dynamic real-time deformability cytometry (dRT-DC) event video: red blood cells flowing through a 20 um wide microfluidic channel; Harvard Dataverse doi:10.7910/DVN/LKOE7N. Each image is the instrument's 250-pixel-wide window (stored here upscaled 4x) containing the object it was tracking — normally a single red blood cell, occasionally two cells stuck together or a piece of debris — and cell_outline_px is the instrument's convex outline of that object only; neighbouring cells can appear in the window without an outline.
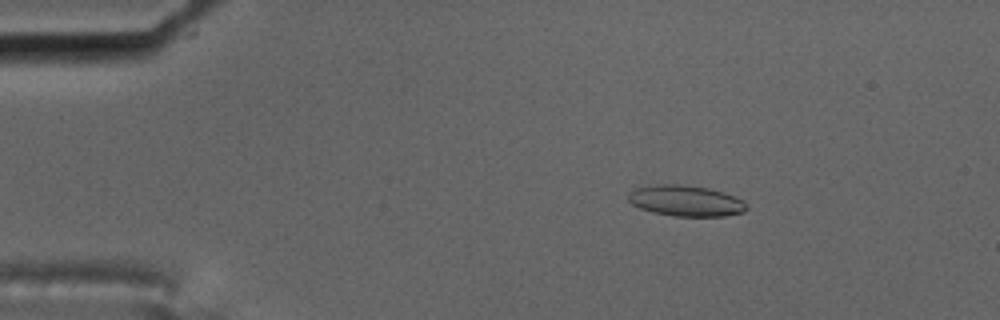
{"species": "common noctule bat (a hibernating species)", "species_latin": "Nyctalus noctula", "temperature_condition": "cold", "stored_images_in_passage": 55, "camera_frame_rate_fps": 3000, "um_per_image_px": 0.085, "animal": {"sex": "male", "body_mass_g": 17.5, "forearm_length_mm": 52.3}, "frame": {"image": 1, "passage_image": 7, "time_ms": 2.0, "image_size_px": [1000, 320], "cell_outline_px": [[748, 208], [744, 212], [724, 216], [672, 216], [652, 212], [640, 208], [632, 204], [628, 200], [628, 192], [636, 188], [656, 184], [680, 184], [708, 188], [724, 192], [736, 196], [744, 200]], "centroid_in_image_um": [58.31, 17.06], "position_along_channel_um": 26.7, "area_um2": 21.5}}
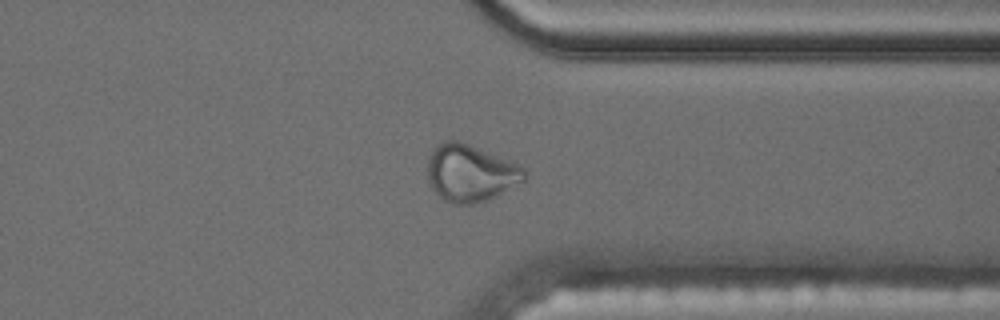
{"frame": {"image": 2, "passage_image": 42, "time_ms": 13.667, "image_size_px": [1000, 320], "cell_outline_px": [[528, 176], [524, 180], [488, 200], [472, 204], [452, 204], [444, 200], [428, 184], [428, 156], [444, 140], [456, 140], [468, 144], [508, 160], [524, 168], [528, 172]], "centroid_in_image_um": [39.98, 14.73], "position_along_channel_um": 371.4, "area_um2": 31.91}, "authors_computed_cell_mechanics": {"area_um2": 21.5016, "velocity_mm_per_s": 3.5287, "shape_relaxation_time_tau1_ms": null, "shape_relaxation_time_tau2_ms": 1.9142, "deformation_change_tau1": null, "deformation_change_tau2": 0.0725}}